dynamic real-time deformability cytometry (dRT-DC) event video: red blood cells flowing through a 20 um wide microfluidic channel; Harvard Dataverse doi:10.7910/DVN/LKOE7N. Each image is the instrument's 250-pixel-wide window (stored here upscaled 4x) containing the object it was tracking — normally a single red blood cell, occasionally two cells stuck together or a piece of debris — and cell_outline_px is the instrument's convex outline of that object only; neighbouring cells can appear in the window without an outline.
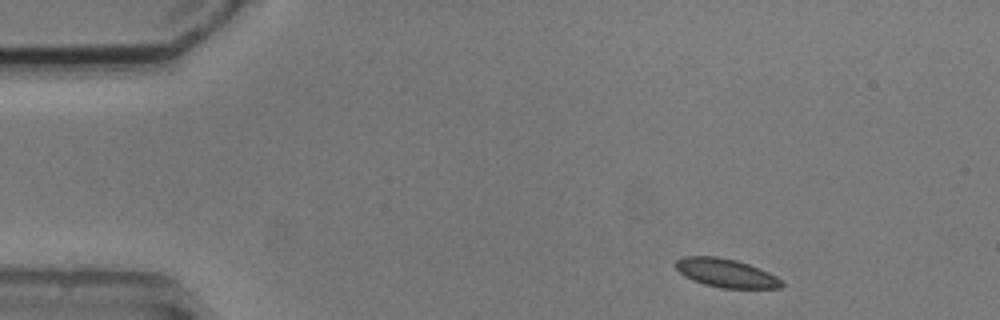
{"species": "common noctule bat (a hibernating species)", "species_latin": "Nyctalus noctula", "temperature_condition": "cold", "stored_images_in_passage": 3, "camera_frame_rate_fps": 3000, "um_per_image_px": 0.085, "animal": {"sex": "male", "body_mass_g": 20.5, "forearm_length_mm": 52.5}, "frame": {"image": 1, "passage_image": 1, "time_ms": 0.0, "image_size_px": [1000, 320], "cell_outline_px": [[784, 284], [780, 288], [720, 288], [704, 284], [684, 276], [676, 268], [676, 260], [684, 256], [716, 256], [736, 260], [760, 268], [776, 276]], "centroid_in_image_um": [61.71, 23.2], "position_along_channel_um": 23.3, "area_um2": 17.57}}
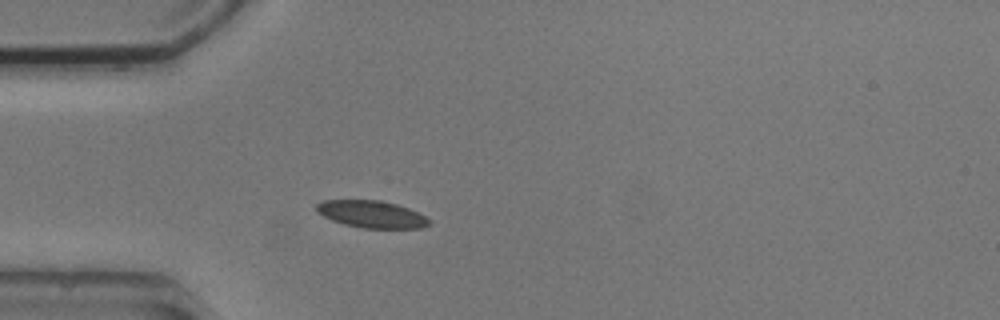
{"frame": {"image": 2, "passage_image": 3, "time_ms": 2.667, "image_size_px": [1000, 320], "cell_outline_px": [[432, 224], [420, 228], [360, 228], [344, 224], [332, 220], [316, 212], [316, 204], [320, 200], [380, 200], [396, 204], [408, 208], [432, 220]], "centroid_in_image_um": [31.58, 18.21], "position_along_channel_um": 53.4, "area_um2": 17.92}}